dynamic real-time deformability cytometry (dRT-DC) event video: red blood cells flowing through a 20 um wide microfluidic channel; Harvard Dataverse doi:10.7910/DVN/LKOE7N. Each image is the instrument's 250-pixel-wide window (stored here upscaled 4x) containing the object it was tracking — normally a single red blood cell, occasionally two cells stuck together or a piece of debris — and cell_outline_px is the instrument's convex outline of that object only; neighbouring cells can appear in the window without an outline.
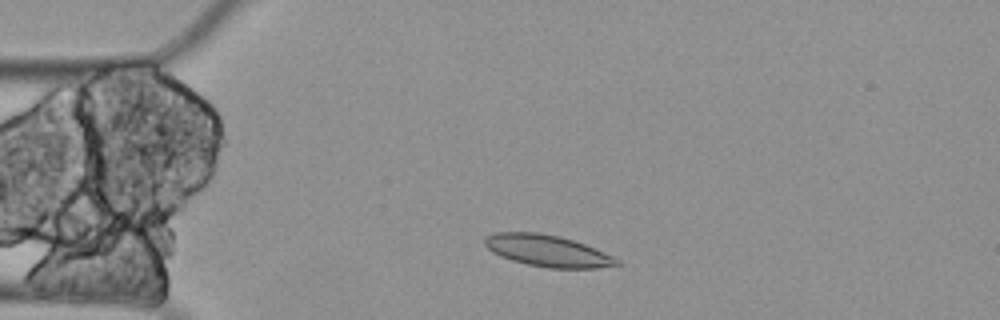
{"species": "Egyptian fruit bat (a non-hibernating species)", "species_latin": "Rousettus aegyptiacus", "temperature_condition": "cold", "stored_images_in_passage": 3, "camera_frame_rate_fps": 3000, "um_per_image_px": 0.085, "animal": {"sex": "female"}, "frame": {"image": 1, "passage_image": 2, "time_ms": 0.333, "image_size_px": [1000, 320], "cell_outline_px": [[620, 264], [596, 268], [548, 268], [528, 264], [512, 260], [500, 256], [492, 252], [484, 244], [484, 240], [488, 236], [496, 232], [540, 232], [560, 236], [584, 244], [604, 252], [620, 260]], "centroid_in_image_um": [46.53, 21.31], "position_along_channel_um": 38.5, "area_um2": 24.16}}